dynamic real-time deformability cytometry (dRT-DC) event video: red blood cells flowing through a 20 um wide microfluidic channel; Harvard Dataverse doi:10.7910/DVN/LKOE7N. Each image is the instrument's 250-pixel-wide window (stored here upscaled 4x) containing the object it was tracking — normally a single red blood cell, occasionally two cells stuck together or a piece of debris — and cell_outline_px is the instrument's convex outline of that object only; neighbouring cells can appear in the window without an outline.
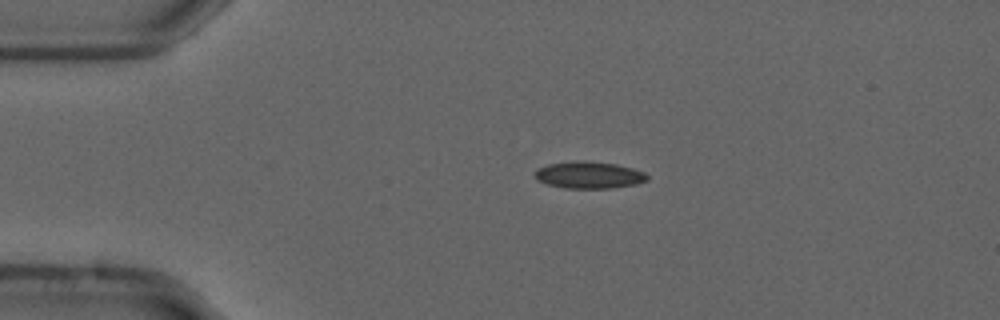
{"species": "common noctule bat (a hibernating species)", "species_latin": "Nyctalus noctula", "temperature_condition": "cold", "stored_images_in_passage": 54, "camera_frame_rate_fps": 3000, "um_per_image_px": 0.085, "animal": {"sex": "male", "forearm_length_mm": 52.5}, "frame": {"image": 1, "passage_image": 11, "time_ms": 3.333, "image_size_px": [1000, 320], "cell_outline_px": [[648, 180], [636, 184], [612, 188], [564, 188], [548, 184], [536, 180], [532, 176], [536, 168], [548, 164], [576, 160], [584, 160], [616, 164], [632, 168], [644, 172], [648, 176]], "centroid_in_image_um": [50.01, 14.87], "position_along_channel_um": 35.0, "area_um2": 17.86}}
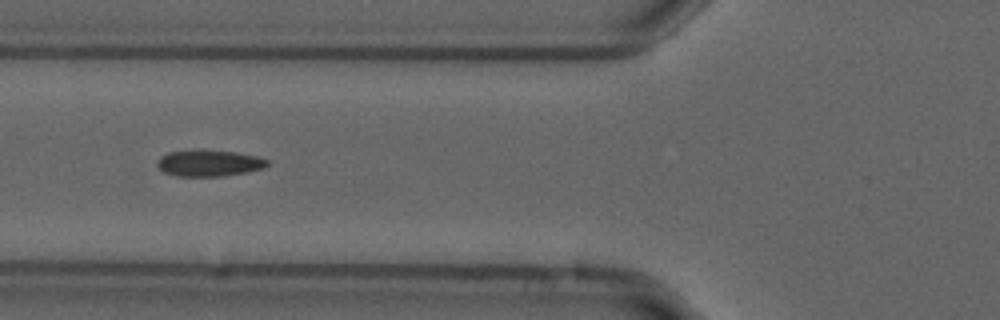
{"frame": {"image": 2, "passage_image": 20, "time_ms": 6.333, "image_size_px": [1000, 320], "cell_outline_px": [[268, 164], [264, 168], [248, 172], [224, 176], [176, 176], [164, 172], [156, 164], [156, 160], [160, 156], [168, 152], [192, 148], [200, 148], [236, 152], [260, 156], [268, 160]], "centroid_in_image_um": [17.75, 13.83], "position_along_channel_um": 108.0, "area_um2": 17.57}}
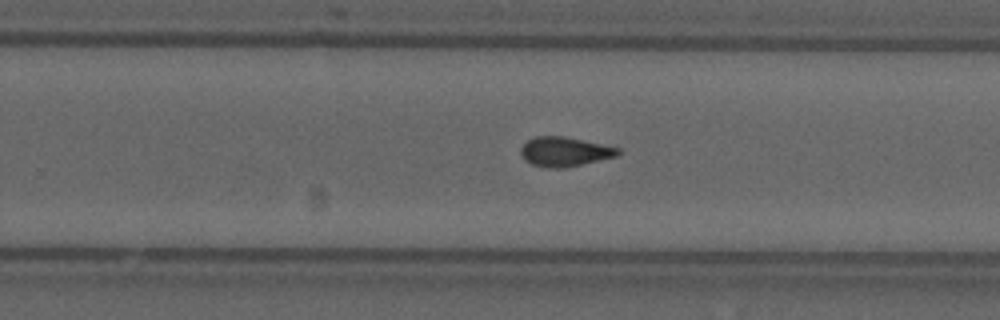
{"frame": {"image": 3, "passage_image": 34, "time_ms": 11.0, "image_size_px": [1000, 320], "cell_outline_px": [[620, 152], [616, 156], [580, 164], [560, 168], [544, 168], [532, 164], [524, 160], [520, 152], [520, 148], [528, 140], [536, 136], [564, 136], [620, 148]], "centroid_in_image_um": [47.95, 12.89], "position_along_channel_um": 281.9, "area_um2": 16.47}, "authors_computed_cell_mechanics": {"area_um2": 16.5308, "velocity_mm_per_s": 3.7233, "shape_relaxation_time_tau1_ms": null, "shape_relaxation_time_tau2_ms": 2.7057, "deformation_change_tau1": null, "deformation_change_tau2": 0.082}}